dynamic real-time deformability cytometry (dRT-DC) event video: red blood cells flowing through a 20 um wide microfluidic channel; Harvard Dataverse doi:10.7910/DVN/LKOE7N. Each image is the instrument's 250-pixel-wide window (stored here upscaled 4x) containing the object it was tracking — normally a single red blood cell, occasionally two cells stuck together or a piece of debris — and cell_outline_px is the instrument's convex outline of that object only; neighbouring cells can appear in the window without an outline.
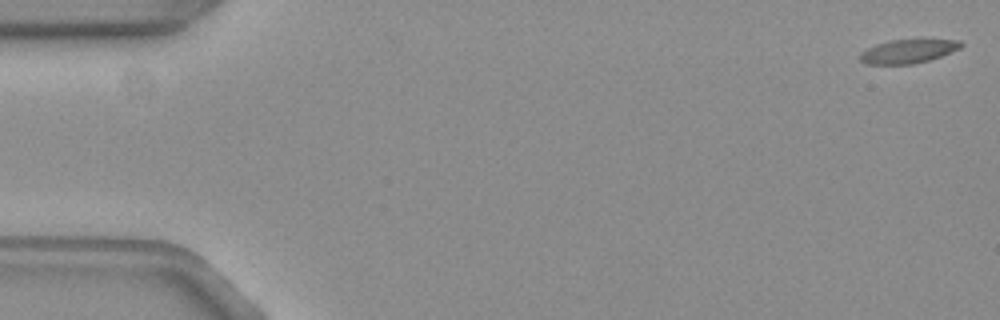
{"species": "common noctule bat (a hibernating species)", "species_latin": "Nyctalus noctula", "temperature_condition": "warm", "stored_images_in_passage": 8, "camera_frame_rate_fps": 3000, "um_per_image_px": 0.085, "animal": {"sex": "female", "body_mass_g": 19.3, "forearm_length_mm": 54.1}, "frame": {"image": 1, "passage_image": 1, "time_ms": 0.0, "image_size_px": [1000, 320], "cell_outline_px": [[964, 44], [960, 48], [940, 56], [928, 60], [912, 64], [864, 64], [860, 60], [860, 52], [876, 44], [888, 40], [960, 40]], "centroid_in_image_um": [77.15, 4.36], "position_along_channel_um": 7.9, "area_um2": 13.81}}